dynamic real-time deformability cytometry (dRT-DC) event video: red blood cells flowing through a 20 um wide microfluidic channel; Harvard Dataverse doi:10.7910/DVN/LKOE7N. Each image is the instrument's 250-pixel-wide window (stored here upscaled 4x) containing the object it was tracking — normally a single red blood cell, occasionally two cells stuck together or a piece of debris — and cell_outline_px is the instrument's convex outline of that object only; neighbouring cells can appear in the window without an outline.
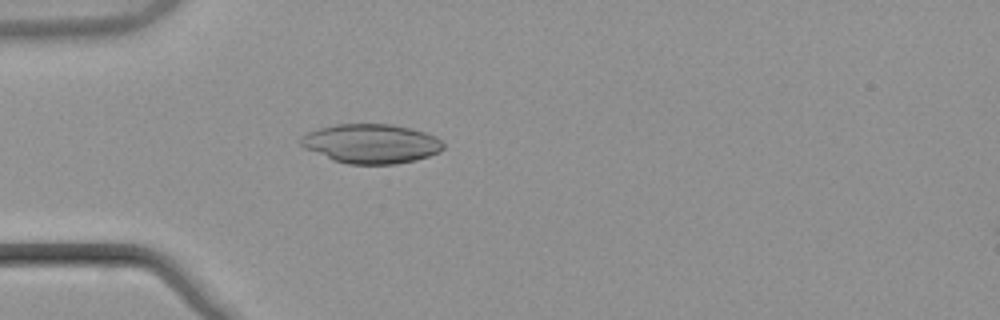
{"species": "common noctule bat (a hibernating species)", "species_latin": "Nyctalus noctula", "temperature_condition": "warm", "stored_images_in_passage": 51, "camera_frame_rate_fps": 3000, "um_per_image_px": 0.085, "animal": {"sex": "male", "body_mass_g": 21.5, "forearm_length_mm": 52.0}, "frame": {"image": 1, "passage_image": 14, "time_ms": 4.333, "image_size_px": [1000, 320], "cell_outline_px": [[444, 148], [440, 152], [416, 160], [396, 164], [348, 164], [332, 160], [304, 148], [300, 144], [300, 136], [308, 132], [320, 128], [336, 124], [392, 124], [412, 128], [436, 136], [444, 144]], "centroid_in_image_um": [31.55, 12.21], "position_along_channel_um": 53.5, "area_um2": 32.83}}
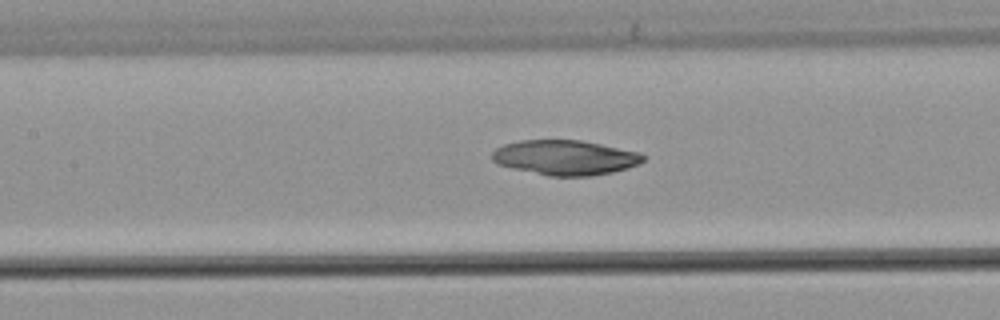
{"frame": {"image": 2, "passage_image": 23, "time_ms": 7.333, "image_size_px": [1000, 320], "cell_outline_px": [[644, 160], [640, 164], [628, 168], [612, 172], [592, 176], [548, 176], [512, 168], [496, 164], [492, 160], [492, 152], [496, 148], [504, 144], [520, 140], [580, 140], [640, 152], [644, 156]], "centroid_in_image_um": [48.03, 13.4], "position_along_channel_um": 159.4, "area_um2": 30.81}}
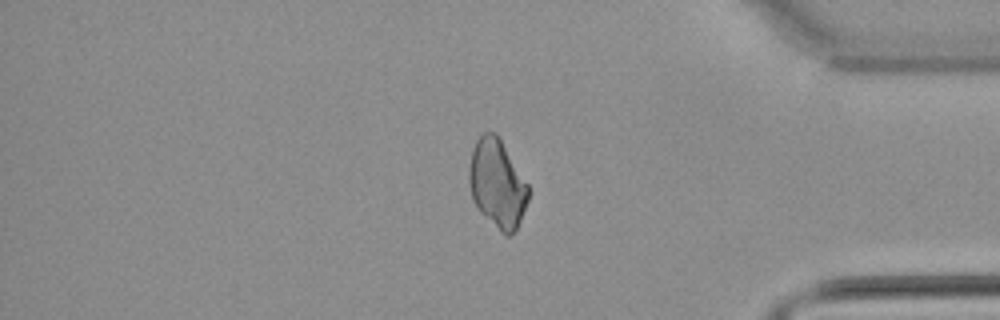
{"frame": {"image": 3, "passage_image": 43, "time_ms": 14.0, "image_size_px": [1000, 320], "cell_outline_px": [[528, 200], [520, 220], [516, 228], [508, 236], [504, 236], [480, 212], [472, 196], [468, 180], [468, 168], [472, 148], [476, 140], [484, 132], [496, 132], [528, 184]], "centroid_in_image_um": [42.24, 15.59], "position_along_channel_um": 393.0, "area_um2": 30.35}}